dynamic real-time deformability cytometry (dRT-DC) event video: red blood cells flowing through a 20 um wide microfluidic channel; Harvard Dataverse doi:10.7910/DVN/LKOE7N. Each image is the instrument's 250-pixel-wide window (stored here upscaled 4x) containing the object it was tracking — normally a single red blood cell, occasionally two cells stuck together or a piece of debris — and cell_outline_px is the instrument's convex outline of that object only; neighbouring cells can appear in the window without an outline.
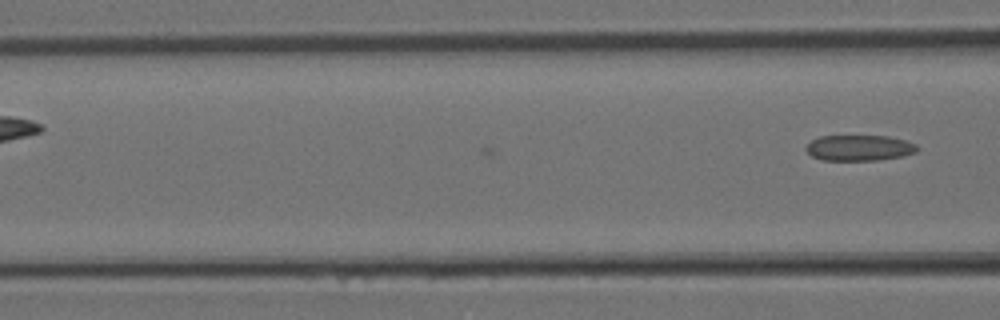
{"species": "Egyptian fruit bat (a non-hibernating species)", "species_latin": "Rousettus aegyptiacus", "temperature_condition": "room temperature", "stored_images_in_passage": 9, "camera_frame_rate_fps": 3000, "um_per_image_px": 0.085, "animal": {"sex": "female"}, "frame": {"image": 1, "passage_image": 9, "time_ms": 2.667, "image_size_px": [1000, 320], "cell_outline_px": [[920, 148], [916, 152], [904, 156], [880, 160], [824, 160], [812, 156], [804, 148], [812, 140], [820, 136], [888, 136], [904, 140], [916, 144]], "centroid_in_image_um": [73.07, 12.57], "position_along_channel_um": 93.5, "area_um2": 16.7}}